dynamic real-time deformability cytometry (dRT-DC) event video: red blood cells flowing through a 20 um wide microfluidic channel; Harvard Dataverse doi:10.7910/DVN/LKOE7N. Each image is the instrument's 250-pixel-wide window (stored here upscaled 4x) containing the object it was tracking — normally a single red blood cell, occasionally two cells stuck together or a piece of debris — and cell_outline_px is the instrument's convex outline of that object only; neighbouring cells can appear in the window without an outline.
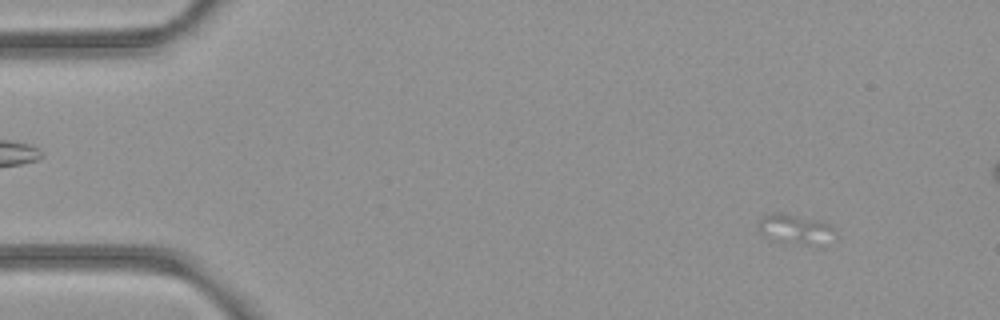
{"species": "common noctule bat (a hibernating species)", "species_latin": "Nyctalus noctula", "temperature_condition": "room temperature", "stored_images_in_passage": 5, "camera_frame_rate_fps": 3000, "um_per_image_px": 0.085, "animal": {"sex": "female", "body_mass_g": 21.9}, "frame": {"image": 1, "passage_image": 1, "time_ms": 0.0, "image_size_px": [1000, 320], "cell_outline_px": [[836, 236], [812, 244], [804, 244], [772, 240], [760, 232], [760, 220], [764, 216], [776, 212], [780, 212], [828, 224], [832, 228]], "centroid_in_image_um": [67.54, 19.47], "position_along_channel_um": 17.5, "area_um2": 12.31}}